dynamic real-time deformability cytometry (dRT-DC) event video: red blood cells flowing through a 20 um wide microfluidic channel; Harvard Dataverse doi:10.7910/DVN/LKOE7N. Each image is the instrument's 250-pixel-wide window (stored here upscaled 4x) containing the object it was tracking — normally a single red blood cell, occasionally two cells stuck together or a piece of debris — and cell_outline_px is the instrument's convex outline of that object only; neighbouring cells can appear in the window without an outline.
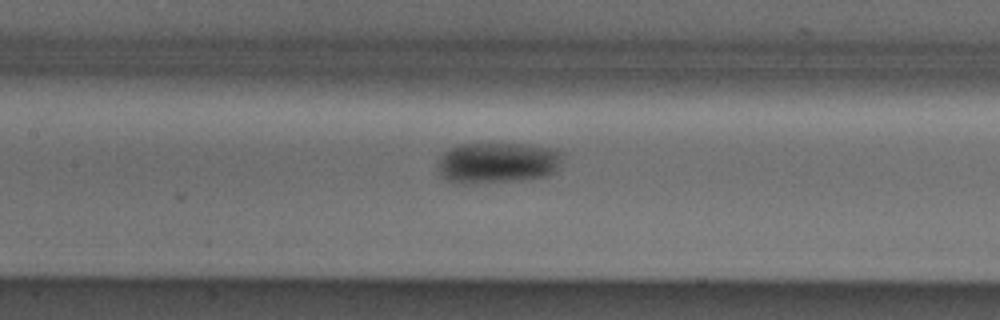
{"species": "Egyptian fruit bat (a non-hibernating species)", "species_latin": "Rousettus aegyptiacus", "temperature_condition": "cold", "stored_images_in_passage": 8, "camera_frame_rate_fps": 3000, "um_per_image_px": 0.085, "animal": {"sex": "male"}, "frame": {"image": 1, "passage_image": 8, "time_ms": 2.333, "image_size_px": [1000, 320], "cell_outline_px": [[560, 160], [556, 172], [548, 176], [528, 180], [448, 180], [440, 172], [440, 156], [448, 148], [460, 144], [524, 144], [552, 148], [560, 152]], "centroid_in_image_um": [42.37, 13.78], "position_along_channel_um": 165.0, "area_um2": 28.55}}